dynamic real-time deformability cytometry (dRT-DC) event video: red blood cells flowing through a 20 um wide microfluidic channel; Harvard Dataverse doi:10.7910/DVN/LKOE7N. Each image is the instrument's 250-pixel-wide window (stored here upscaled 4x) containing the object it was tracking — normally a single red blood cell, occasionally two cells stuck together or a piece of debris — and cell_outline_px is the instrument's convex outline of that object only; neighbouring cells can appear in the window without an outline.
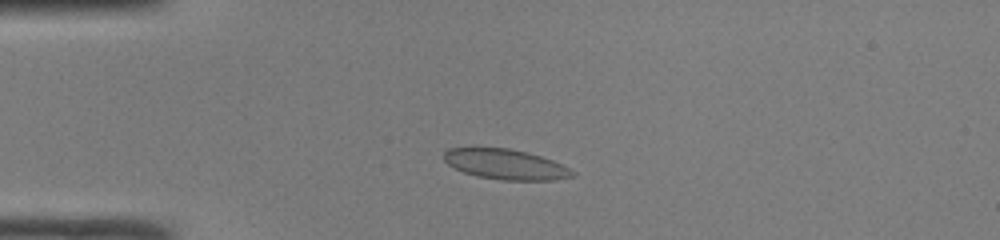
{"species": "common noctule bat (a hibernating species)", "species_latin": "Nyctalus noctula", "temperature_condition": "room temperature", "stored_images_in_passage": 45, "camera_frame_rate_fps": 3000, "um_per_image_px": 0.085, "animal": {"sex": "male", "body_mass_g": 19.0, "forearm_length_mm": 50.8}, "frame": {"image": 1, "passage_image": 9, "time_ms": 2.667, "image_size_px": [1000, 240], "cell_outline_px": [[576, 176], [556, 180], [500, 180], [476, 176], [464, 172], [448, 164], [444, 160], [444, 152], [448, 148], [508, 148], [528, 152], [552, 160], [576, 172]], "centroid_in_image_um": [43.0, 13.97], "position_along_channel_um": 42.0, "area_um2": 22.6}}
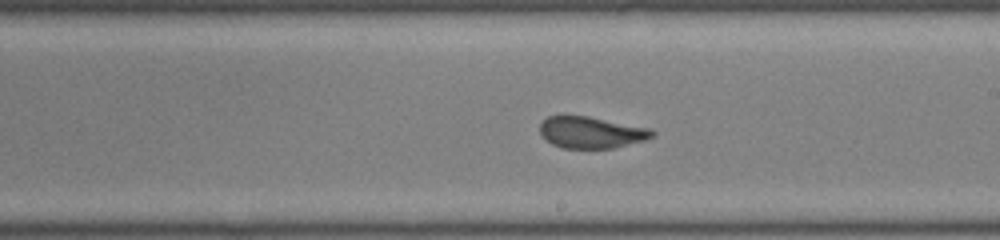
{"frame": {"image": 2, "passage_image": 25, "time_ms": 8.0, "image_size_px": [1000, 240], "cell_outline_px": [[656, 136], [644, 140], [612, 148], [560, 148], [544, 140], [540, 136], [540, 124], [548, 116], [588, 116], [652, 128], [656, 132]], "centroid_in_image_um": [50.26, 11.26], "position_along_channel_um": 238.7, "area_um2": 20.87}}
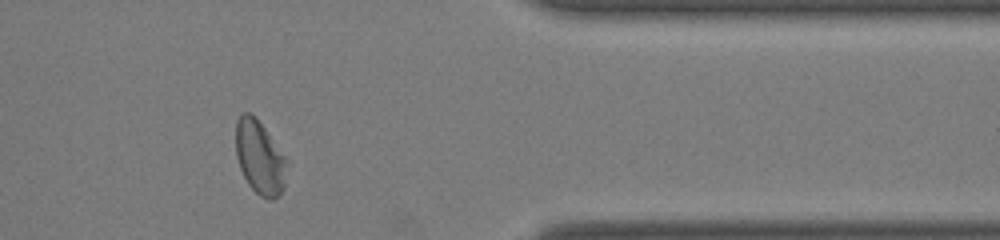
{"frame": {"image": 3, "passage_image": 37, "time_ms": 12.0, "image_size_px": [1000, 240], "cell_outline_px": [[288, 160], [284, 188], [272, 200], [268, 200], [260, 196], [248, 184], [240, 168], [236, 156], [236, 120], [244, 112], [248, 112], [256, 116]], "centroid_in_image_um": [22.08, 13.38], "position_along_channel_um": 389.3, "area_um2": 21.96}, "authors_computed_cell_mechanics": {"area_um2": 21.8484, "velocity_mm_per_s": 4.1856, "shape_relaxation_time_tau1_ms": 9.0145, "shape_relaxation_time_tau2_ms": null, "deformation_change_tau1": 0.1974, "deformation_change_tau2": null}}